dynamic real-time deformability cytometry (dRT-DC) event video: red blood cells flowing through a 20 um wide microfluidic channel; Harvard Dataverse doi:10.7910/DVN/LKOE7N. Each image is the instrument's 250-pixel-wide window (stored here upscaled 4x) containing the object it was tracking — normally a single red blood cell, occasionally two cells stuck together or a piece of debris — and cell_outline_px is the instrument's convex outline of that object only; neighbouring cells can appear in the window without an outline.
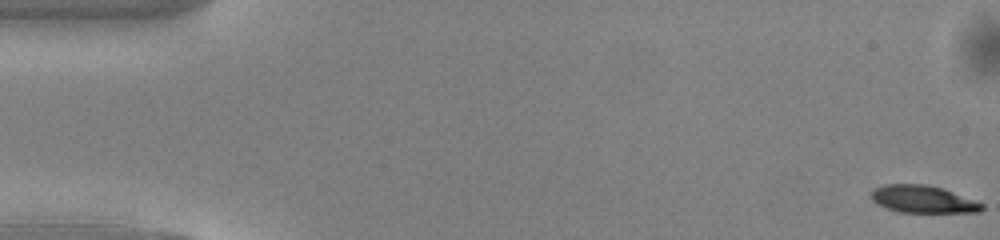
{"species": "common noctule bat (a hibernating species)", "species_latin": "Nyctalus noctula", "temperature_condition": "warm", "stored_images_in_passage": 50, "camera_frame_rate_fps": 3000, "um_per_image_px": 0.085, "animal": {"sex": "male", "body_mass_g": 13.0, "forearm_length_mm": 53.1}, "frame": {"image": 1, "passage_image": 1, "time_ms": 0.0, "image_size_px": [1000, 240], "cell_outline_px": [[984, 208], [980, 212], [900, 212], [876, 204], [872, 200], [872, 192], [876, 188], [888, 184], [928, 184], [976, 200], [984, 204]], "centroid_in_image_um": [78.48, 16.94], "position_along_channel_um": 6.5, "area_um2": 17.46}}
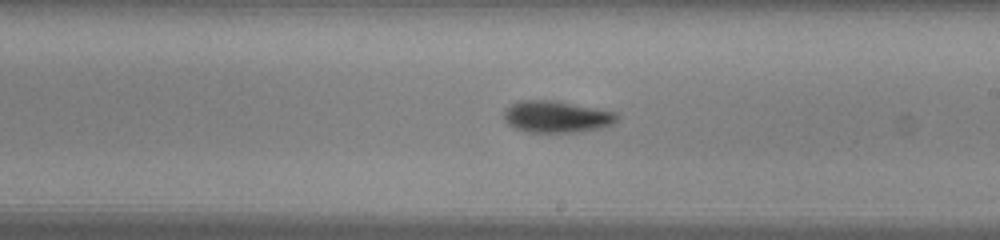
{"frame": {"image": 2, "passage_image": 29, "time_ms": 9.333, "image_size_px": [1000, 240], "cell_outline_px": [[620, 116], [612, 124], [600, 128], [580, 132], [524, 132], [508, 124], [504, 120], [504, 112], [512, 104], [520, 100], [556, 100], [616, 112]], "centroid_in_image_um": [47.32, 9.92], "position_along_channel_um": 241.7, "area_um2": 20.98}}
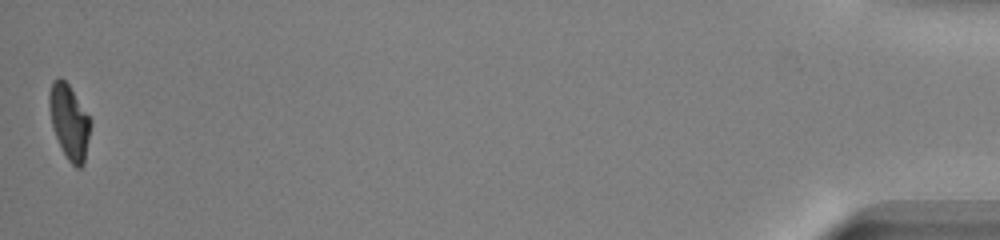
{"frame": {"image": 3, "passage_image": 50, "time_ms": 16.333, "image_size_px": [1000, 240], "cell_outline_px": [[92, 124], [84, 164], [80, 168], [76, 168], [68, 160], [52, 128], [48, 104], [48, 96], [52, 80], [56, 76], [60, 76], [68, 84], [92, 120]], "centroid_in_image_um": [5.89, 10.33], "position_along_channel_um": 429.3, "area_um2": 18.15}, "authors_computed_cell_mechanics": {"area_um2": 19.4497, "velocity_mm_per_s": 4.1287, "shape_relaxation_time_tau1_ms": 3.3831, "shape_relaxation_time_tau2_ms": 3.4561, "deformation_change_tau1": 0.1643, "deformation_change_tau2": 0.1064}}